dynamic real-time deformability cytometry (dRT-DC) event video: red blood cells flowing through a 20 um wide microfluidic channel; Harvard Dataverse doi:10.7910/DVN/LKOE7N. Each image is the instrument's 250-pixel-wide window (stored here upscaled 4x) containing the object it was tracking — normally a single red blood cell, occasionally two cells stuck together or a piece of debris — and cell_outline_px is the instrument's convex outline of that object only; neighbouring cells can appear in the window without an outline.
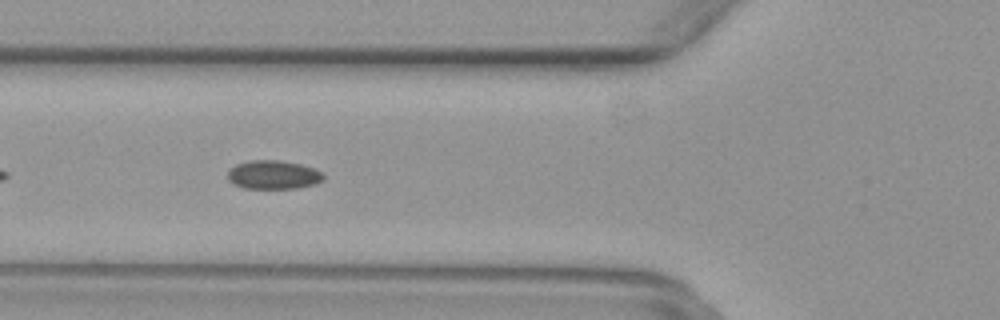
{"species": "common noctule bat (a hibernating species)", "species_latin": "Nyctalus noctula", "temperature_condition": "warm", "stored_images_in_passage": 40, "camera_frame_rate_fps": 3000, "um_per_image_px": 0.085, "animal": {"sex": "female", "body_mass_g": 29.2, "forearm_length_mm": 56.3}, "frame": {"image": 1, "passage_image": 7, "time_ms": 2.0, "image_size_px": [1000, 320], "cell_outline_px": [[324, 180], [316, 184], [296, 188], [244, 188], [232, 184], [228, 180], [228, 172], [236, 164], [252, 160], [280, 160], [300, 164], [324, 172]], "centroid_in_image_um": [23.25, 14.86], "position_along_channel_um": 102.5, "area_um2": 16.07}}